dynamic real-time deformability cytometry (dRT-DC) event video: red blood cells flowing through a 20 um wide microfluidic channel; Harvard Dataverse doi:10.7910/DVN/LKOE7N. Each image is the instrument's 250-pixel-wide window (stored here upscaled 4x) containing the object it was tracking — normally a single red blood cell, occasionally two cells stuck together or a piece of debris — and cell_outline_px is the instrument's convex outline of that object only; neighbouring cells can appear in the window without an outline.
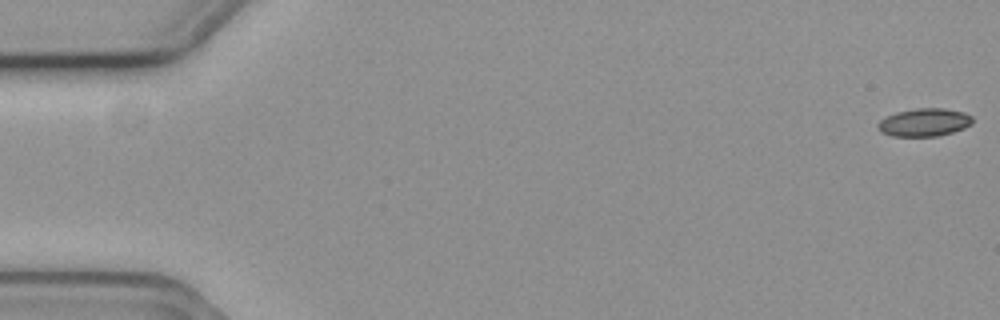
{"species": "common noctule bat (a hibernating species)", "species_latin": "Nyctalus noctula", "temperature_condition": "cold", "stored_images_in_passage": 17, "camera_frame_rate_fps": 3000, "um_per_image_px": 0.085, "animal": {"sex": "female", "body_mass_g": 19.3, "forearm_length_mm": 54.1}, "frame": {"image": 1, "passage_image": 1, "time_ms": 0.0, "image_size_px": [1000, 320], "cell_outline_px": [[972, 124], [964, 128], [940, 136], [892, 136], [880, 132], [876, 128], [876, 124], [880, 120], [896, 112], [916, 108], [944, 108], [964, 112], [972, 116]], "centroid_in_image_um": [78.55, 10.4], "position_along_channel_um": 6.5, "area_um2": 15.55}}
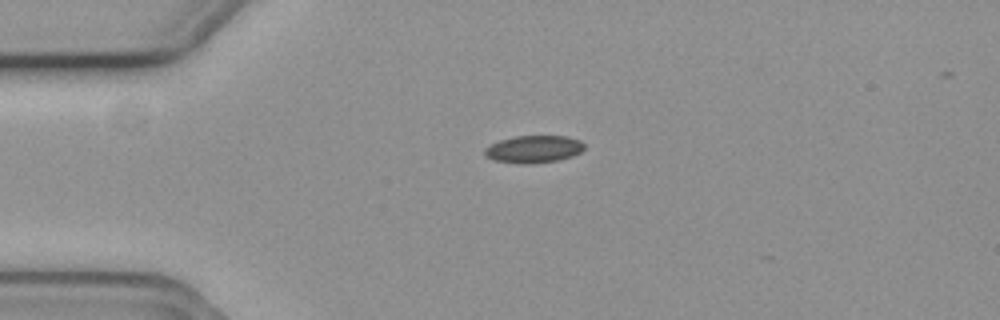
{"frame": {"image": 2, "passage_image": 14, "time_ms": 4.333, "image_size_px": [1000, 320], "cell_outline_px": [[584, 148], [580, 152], [572, 156], [556, 160], [528, 164], [524, 164], [492, 160], [484, 156], [484, 148], [500, 140], [516, 136], [568, 136], [580, 140], [584, 144]], "centroid_in_image_um": [45.34, 12.67], "position_along_channel_um": 39.7, "area_um2": 15.84}}